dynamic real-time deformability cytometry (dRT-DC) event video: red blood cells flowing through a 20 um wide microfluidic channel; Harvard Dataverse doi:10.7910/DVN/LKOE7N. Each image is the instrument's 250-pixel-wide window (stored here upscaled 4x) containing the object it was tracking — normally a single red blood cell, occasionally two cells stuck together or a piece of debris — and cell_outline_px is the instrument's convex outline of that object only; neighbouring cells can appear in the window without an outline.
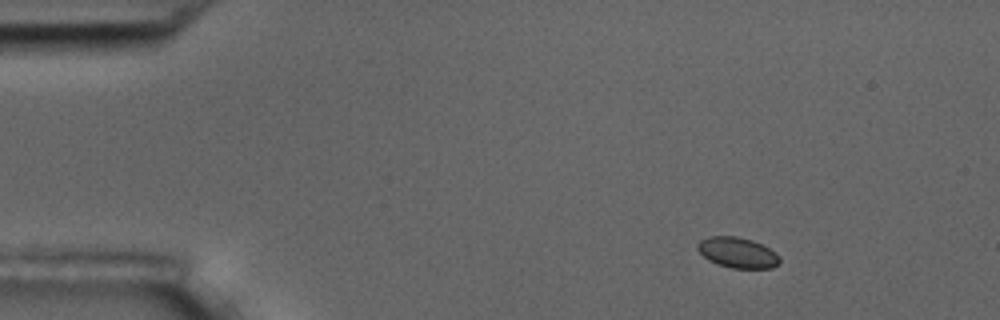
{"species": "common noctule bat (a hibernating species)", "species_latin": "Nyctalus noctula", "temperature_condition": "room temperature", "stored_images_in_passage": 6, "camera_frame_rate_fps": 3000, "um_per_image_px": 0.085, "animal": {"sex": "male", "body_mass_g": 17.5, "forearm_length_mm": 52.3}, "frame": {"image": 1, "passage_image": 1, "time_ms": 0.0, "image_size_px": [1000, 320], "cell_outline_px": [[780, 264], [772, 268], [732, 268], [716, 264], [708, 260], [696, 248], [696, 244], [700, 240], [708, 236], [736, 236], [752, 240], [776, 252], [780, 256]], "centroid_in_image_um": [62.68, 21.47], "position_along_channel_um": 22.3, "area_um2": 14.74}}
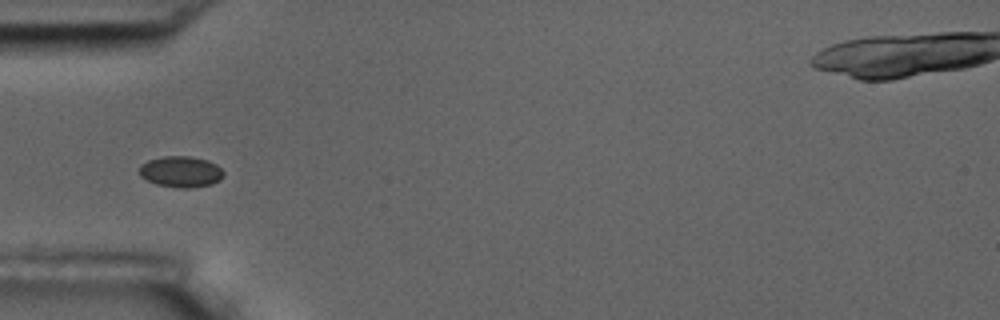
{"frame": {"image": 2, "passage_image": 4, "time_ms": 3.667, "image_size_px": [1000, 320], "cell_outline_px": [[224, 176], [220, 180], [212, 184], [188, 188], [180, 188], [156, 184], [140, 176], [140, 164], [148, 160], [164, 156], [188, 156], [208, 160], [216, 164], [224, 172]], "centroid_in_image_um": [15.39, 14.59], "position_along_channel_um": 69.6, "area_um2": 15.26}}
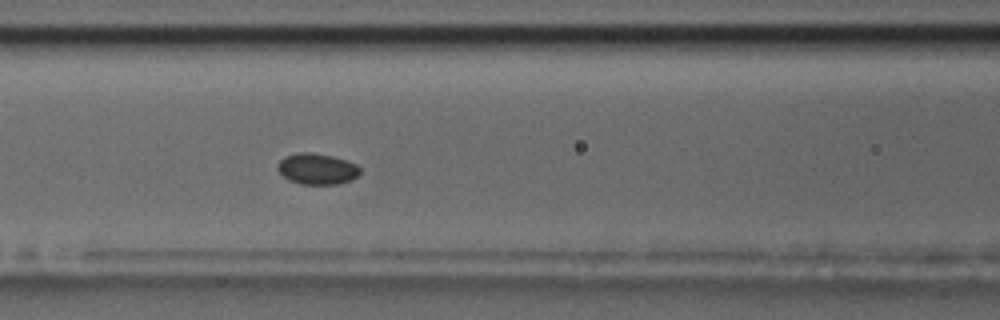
{"frame": {"image": 3, "passage_image": 6, "time_ms": 5.667, "image_size_px": [1000, 320], "cell_outline_px": [[360, 172], [352, 180], [336, 184], [300, 184], [288, 180], [276, 168], [276, 164], [284, 156], [296, 152], [308, 152], [332, 156], [356, 164], [360, 168]], "centroid_in_image_um": [26.91, 14.35], "position_along_channel_um": 139.7, "area_um2": 14.91}}